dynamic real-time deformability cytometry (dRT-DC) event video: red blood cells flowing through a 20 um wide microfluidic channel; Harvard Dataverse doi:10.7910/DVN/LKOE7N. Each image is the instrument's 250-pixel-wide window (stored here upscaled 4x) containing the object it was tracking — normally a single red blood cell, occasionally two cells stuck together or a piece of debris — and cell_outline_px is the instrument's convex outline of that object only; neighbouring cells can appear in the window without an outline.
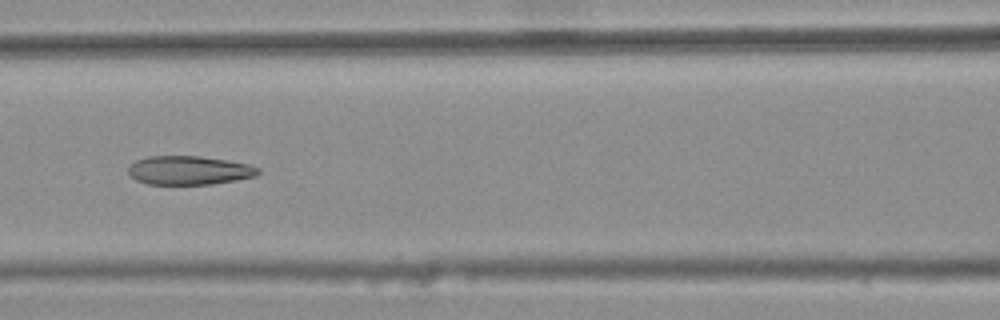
{"species": "common noctule bat (a hibernating species)", "species_latin": "Nyctalus noctula", "temperature_condition": "warm", "stored_images_in_passage": 9, "camera_frame_rate_fps": 3000, "um_per_image_px": 0.085, "animal": {"sex": "female", "body_mass_g": 25.1}, "frame": {"image": 1, "passage_image": 6, "time_ms": 1.667, "image_size_px": [1000, 320], "cell_outline_px": [[260, 172], [256, 176], [236, 180], [212, 184], [148, 184], [136, 180], [128, 172], [128, 168], [136, 160], [148, 156], [200, 156], [228, 160], [248, 164], [260, 168]], "centroid_in_image_um": [16.1, 14.47], "position_along_channel_um": 150.5, "area_um2": 21.79}}
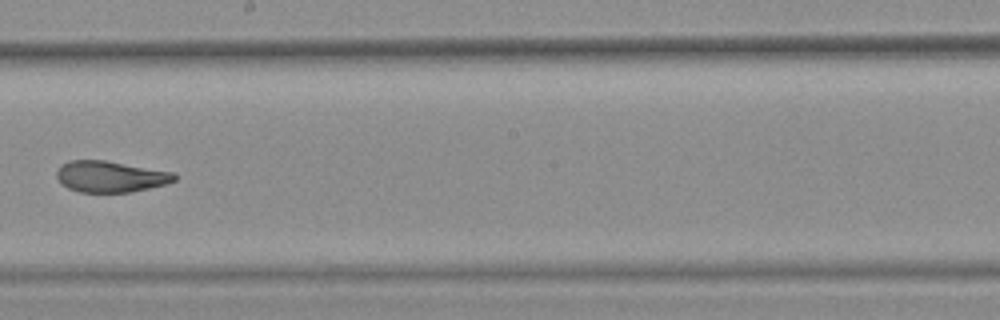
{"frame": {"image": 2, "passage_image": 8, "time_ms": 2.333, "image_size_px": [1000, 320], "cell_outline_px": [[176, 180], [168, 184], [128, 192], [80, 192], [68, 188], [60, 184], [56, 176], [56, 172], [60, 164], [68, 160], [104, 160], [172, 172], [176, 176]], "centroid_in_image_um": [9.33, 15.0], "position_along_channel_um": 238.9, "area_um2": 21.44}}
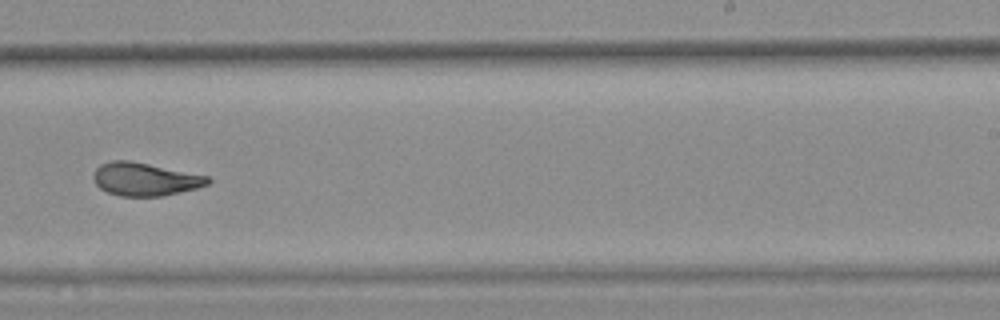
{"frame": {"image": 3, "passage_image": 9, "time_ms": 2.667, "image_size_px": [1000, 320], "cell_outline_px": [[212, 180], [208, 184], [196, 188], [180, 192], [160, 196], [120, 196], [108, 192], [100, 188], [96, 184], [92, 176], [96, 168], [100, 164], [112, 160], [128, 160], [208, 176]], "centroid_in_image_um": [12.3, 15.23], "position_along_channel_um": 276.7, "area_um2": 21.85}}